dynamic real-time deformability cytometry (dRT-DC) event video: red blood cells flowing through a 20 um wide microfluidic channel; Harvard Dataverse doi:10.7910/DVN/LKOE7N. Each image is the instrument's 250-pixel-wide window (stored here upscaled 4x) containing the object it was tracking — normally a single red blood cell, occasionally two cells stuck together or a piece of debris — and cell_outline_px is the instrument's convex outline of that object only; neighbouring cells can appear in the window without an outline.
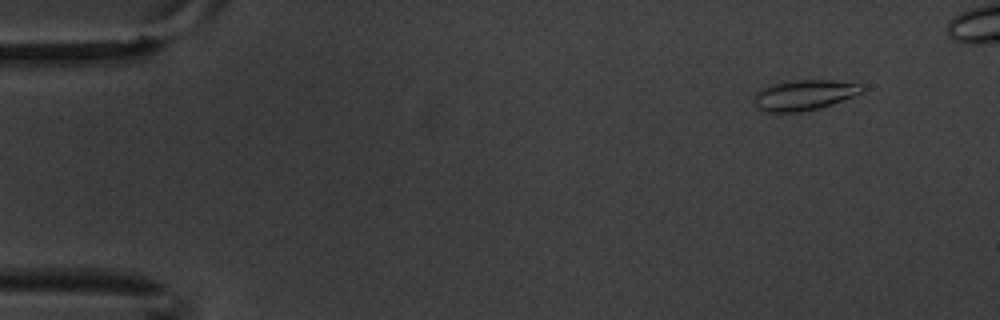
{"species": "common noctule bat (a hibernating species)", "species_latin": "Nyctalus noctula", "temperature_condition": "warm", "stored_images_in_passage": 3, "camera_frame_rate_fps": 3000, "um_per_image_px": 0.085, "animal": {"sex": "male", "body_mass_g": 20.1, "forearm_length_mm": 53.5}, "frame": {"image": 1, "passage_image": 3, "time_ms": 0.667, "image_size_px": [1000, 320], "cell_outline_px": [[864, 92], [832, 104], [820, 108], [800, 112], [764, 112], [756, 108], [756, 92], [760, 88], [772, 84], [788, 80], [832, 80], [860, 84], [864, 88]], "centroid_in_image_um": [68.35, 8.08], "position_along_channel_um": 16.7, "area_um2": 19.19}}